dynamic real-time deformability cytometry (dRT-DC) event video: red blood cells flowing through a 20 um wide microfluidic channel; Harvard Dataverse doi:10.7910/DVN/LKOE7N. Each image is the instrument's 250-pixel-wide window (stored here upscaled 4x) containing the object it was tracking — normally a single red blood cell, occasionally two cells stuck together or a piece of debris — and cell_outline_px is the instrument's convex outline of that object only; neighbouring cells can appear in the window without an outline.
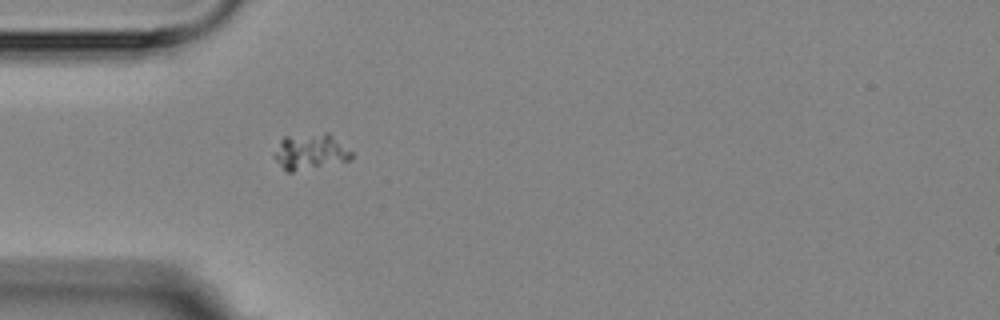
{"species": "Egyptian fruit bat (a non-hibernating species)", "species_latin": "Rousettus aegyptiacus", "temperature_condition": "room temperature", "stored_images_in_passage": 1, "camera_frame_rate_fps": 3000, "um_per_image_px": 0.085, "animal": {"sex": "female"}, "frame": {"image": 1, "passage_image": 1, "time_ms": 0.0, "image_size_px": [1000, 320], "cell_outline_px": [[352, 160], [292, 172], [288, 172], [272, 156], [280, 140], [284, 136], [324, 132], [328, 132], [352, 152]], "centroid_in_image_um": [26.37, 12.88], "position_along_channel_um": 58.6, "area_um2": 16.18}}